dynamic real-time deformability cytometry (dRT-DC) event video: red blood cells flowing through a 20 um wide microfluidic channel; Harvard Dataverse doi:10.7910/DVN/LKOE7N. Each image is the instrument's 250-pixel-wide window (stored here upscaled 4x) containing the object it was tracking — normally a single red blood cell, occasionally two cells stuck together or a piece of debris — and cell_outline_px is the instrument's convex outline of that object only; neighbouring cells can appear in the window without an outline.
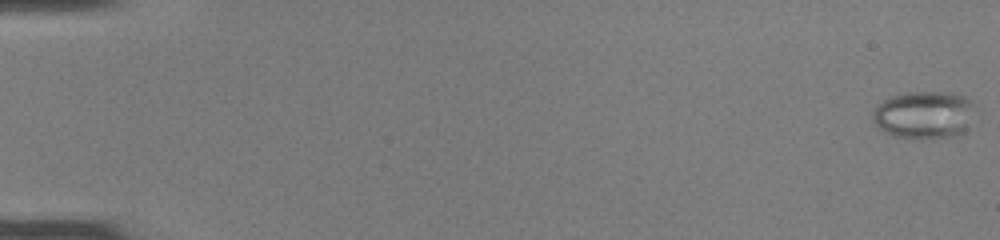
{"species": "common noctule bat (a hibernating species)", "species_latin": "Nyctalus noctula", "temperature_condition": "room temperature", "stored_images_in_passage": 15, "camera_frame_rate_fps": 3000, "um_per_image_px": 0.085, "animal": {"sex": "female", "body_mass_g": 22.0, "forearm_length_mm": 56.7}, "frame": {"image": 1, "passage_image": 1, "time_ms": 0.0, "image_size_px": [1000, 240], "cell_outline_px": [[976, 104], [964, 132], [956, 136], [892, 136], [884, 132], [872, 120], [872, 112], [876, 104], [892, 96], [904, 92], [952, 92], [964, 96], [972, 100]], "centroid_in_image_um": [78.53, 9.7], "position_along_channel_um": 6.5, "area_um2": 28.03}}